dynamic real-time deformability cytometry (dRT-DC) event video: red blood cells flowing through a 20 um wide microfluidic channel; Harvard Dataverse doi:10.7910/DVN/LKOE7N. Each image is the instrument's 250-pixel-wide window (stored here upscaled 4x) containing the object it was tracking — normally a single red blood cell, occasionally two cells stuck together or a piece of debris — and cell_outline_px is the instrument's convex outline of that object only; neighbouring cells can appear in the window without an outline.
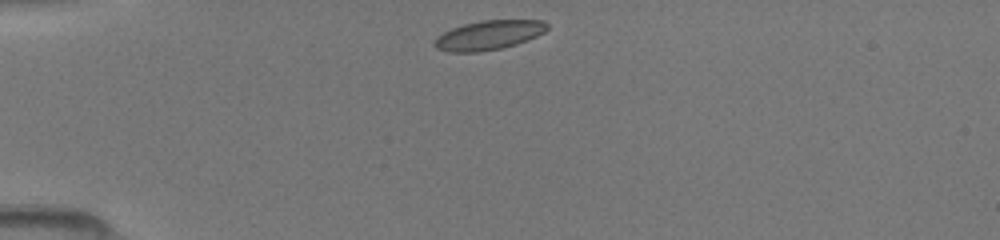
{"species": "common noctule bat (a hibernating species)", "species_latin": "Nyctalus noctula", "temperature_condition": "room temperature", "stored_images_in_passage": 37, "camera_frame_rate_fps": 3000, "um_per_image_px": 0.085, "animal": {"sex": "female", "body_mass_g": 19.5, "forearm_length_mm": 54.1}, "frame": {"image": 1, "passage_image": 1, "time_ms": 0.0, "image_size_px": [1000, 240], "cell_outline_px": [[548, 28], [544, 32], [536, 36], [516, 44], [500, 48], [476, 52], [448, 52], [436, 48], [432, 44], [436, 36], [452, 28], [464, 24], [480, 20], [544, 20], [548, 24]], "centroid_in_image_um": [41.51, 2.98], "position_along_channel_um": 43.5, "area_um2": 19.25}}
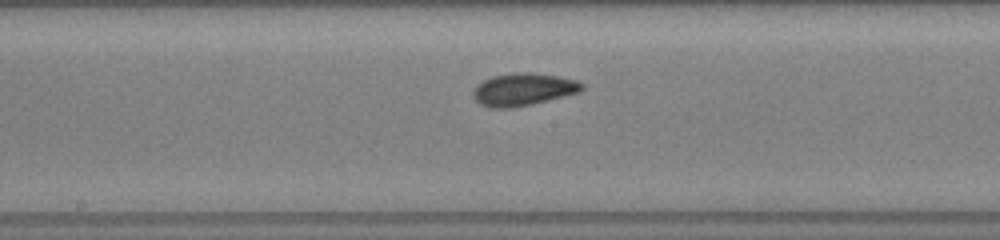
{"frame": {"image": 2, "passage_image": 15, "time_ms": 4.667, "image_size_px": [1000, 240], "cell_outline_px": [[584, 88], [580, 92], [532, 104], [512, 108], [492, 108], [480, 104], [472, 96], [472, 88], [476, 84], [492, 76], [520, 72], [528, 72], [556, 76], [576, 80], [584, 84]], "centroid_in_image_um": [44.44, 7.61], "position_along_channel_um": 203.8, "area_um2": 20.63}}
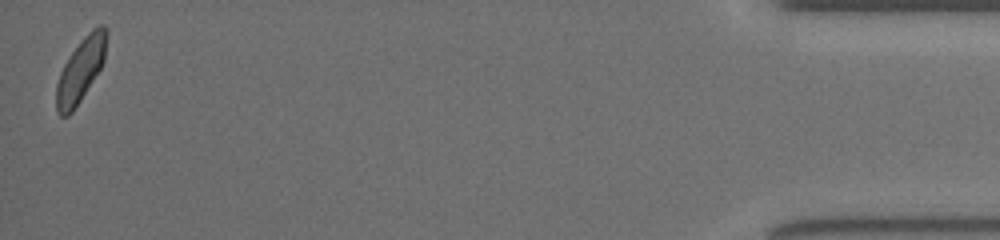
{"frame": {"image": 3, "passage_image": 37, "time_ms": 12.0, "image_size_px": [1000, 240], "cell_outline_px": [[108, 36], [104, 60], [100, 68], [80, 100], [72, 112], [68, 116], [60, 116], [56, 112], [56, 84], [60, 72], [64, 64], [72, 52], [84, 36], [92, 28], [100, 24], [104, 24], [108, 28]], "centroid_in_image_um": [6.86, 5.91], "position_along_channel_um": 428.3, "area_um2": 18.61}}